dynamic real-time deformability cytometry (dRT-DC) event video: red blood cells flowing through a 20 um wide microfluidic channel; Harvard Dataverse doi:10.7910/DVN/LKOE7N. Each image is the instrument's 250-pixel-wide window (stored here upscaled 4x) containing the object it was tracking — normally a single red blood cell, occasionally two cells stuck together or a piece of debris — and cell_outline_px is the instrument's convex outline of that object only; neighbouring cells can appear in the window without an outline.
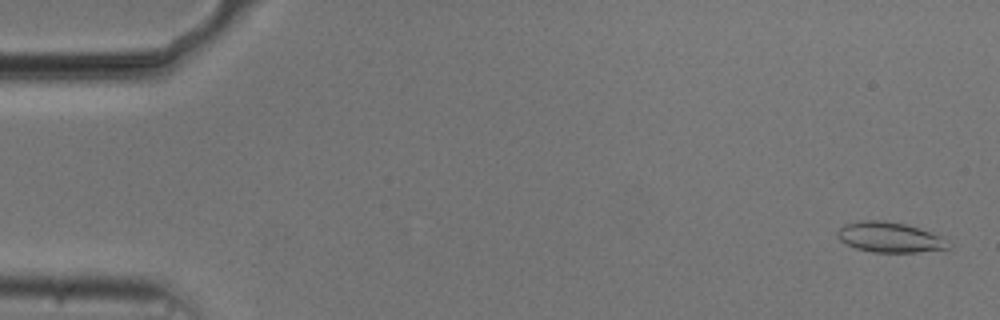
{"species": "common noctule bat (a hibernating species)", "species_latin": "Nyctalus noctula", "temperature_condition": "cold", "stored_images_in_passage": 54, "camera_frame_rate_fps": 3000, "um_per_image_px": 0.085, "animal": {"sex": "male", "body_mass_g": 20.5, "forearm_length_mm": 52.5}, "frame": {"image": 1, "passage_image": 2, "time_ms": 0.333, "image_size_px": [1000, 320], "cell_outline_px": [[952, 248], [916, 252], [872, 252], [856, 248], [840, 240], [836, 236], [836, 232], [844, 224], [860, 220], [884, 220], [904, 224], [920, 228], [940, 236], [952, 244]], "centroid_in_image_um": [75.63, 20.16], "position_along_channel_um": 9.4, "area_um2": 19.59}}
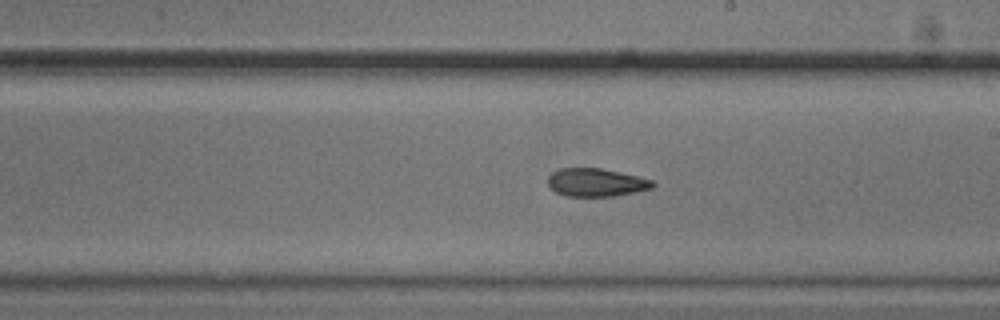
{"frame": {"image": 2, "passage_image": 31, "time_ms": 10.0, "image_size_px": [1000, 320], "cell_outline_px": [[656, 184], [652, 188], [636, 192], [616, 196], [564, 196], [556, 192], [548, 184], [548, 176], [552, 172], [560, 168], [600, 168], [636, 176], [652, 180]], "centroid_in_image_um": [50.66, 15.51], "position_along_channel_um": 238.3, "area_um2": 17.11}}
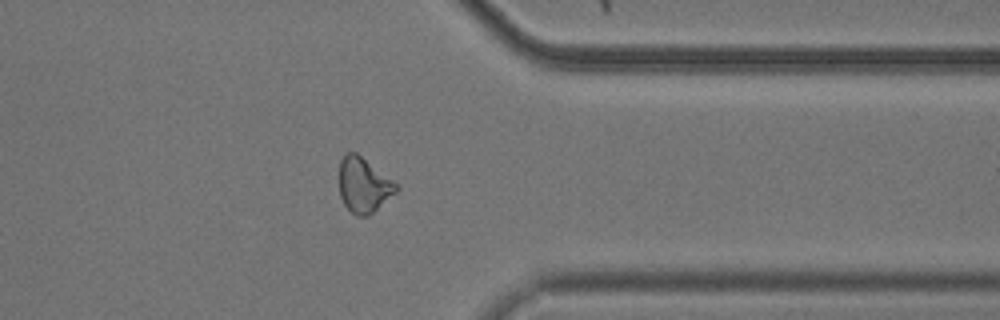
{"frame": {"image": 3, "passage_image": 43, "time_ms": 14.0, "image_size_px": [1000, 320], "cell_outline_px": [[400, 188], [396, 192], [368, 216], [356, 216], [344, 204], [340, 196], [340, 160], [348, 152], [356, 152], [400, 184]], "centroid_in_image_um": [30.94, 15.72], "position_along_channel_um": 380.5, "area_um2": 18.26}, "authors_computed_cell_mechanics": {"area_um2": 18.3804, "velocity_mm_per_s": 3.7445, "shape_relaxation_time_tau1_ms": null, "shape_relaxation_time_tau2_ms": 3.6544, "deformation_change_tau1": null, "deformation_change_tau2": 0.1142}}